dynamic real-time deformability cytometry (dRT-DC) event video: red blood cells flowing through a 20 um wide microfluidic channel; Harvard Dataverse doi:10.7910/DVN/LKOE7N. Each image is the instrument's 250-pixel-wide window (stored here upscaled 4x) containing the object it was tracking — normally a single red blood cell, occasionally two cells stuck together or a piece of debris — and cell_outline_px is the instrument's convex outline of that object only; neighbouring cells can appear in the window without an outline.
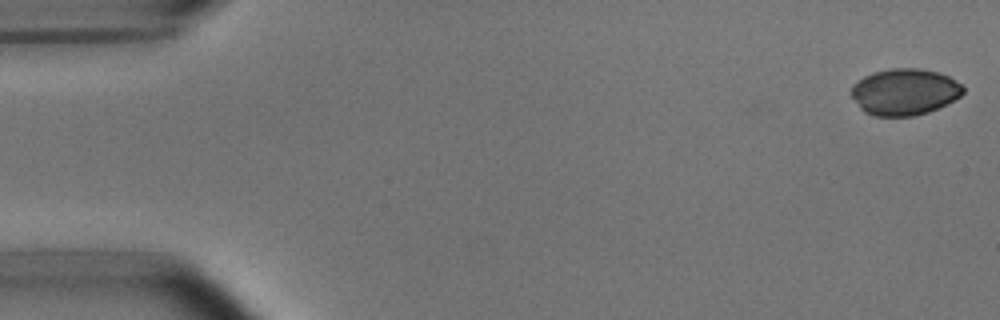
{"species": "common noctule bat (a hibernating species)", "species_latin": "Nyctalus noctula", "temperature_condition": "room temperature", "stored_images_in_passage": 10, "camera_frame_rate_fps": 3000, "um_per_image_px": 0.085, "animal": {"sex": "male", "body_mass_g": 15.6}, "frame": {"image": 1, "passage_image": 1, "time_ms": 0.0, "image_size_px": [1000, 320], "cell_outline_px": [[964, 92], [960, 96], [928, 112], [912, 116], [876, 116], [864, 112], [860, 108], [848, 92], [852, 84], [864, 76], [872, 72], [892, 68], [920, 68], [936, 72], [948, 76], [960, 84], [964, 88]], "centroid_in_image_um": [76.82, 7.8], "position_along_channel_um": 8.2, "area_um2": 30.29}}